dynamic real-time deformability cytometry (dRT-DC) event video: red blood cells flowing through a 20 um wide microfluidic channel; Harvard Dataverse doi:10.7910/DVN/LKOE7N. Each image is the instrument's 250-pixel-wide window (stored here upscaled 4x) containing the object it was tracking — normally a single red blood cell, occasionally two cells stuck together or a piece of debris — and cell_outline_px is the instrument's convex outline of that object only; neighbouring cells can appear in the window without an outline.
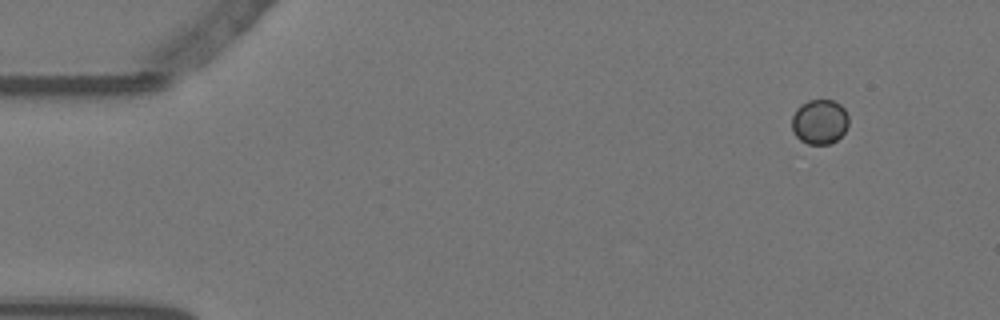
{"species": "Egyptian fruit bat (a non-hibernating species)", "species_latin": "Rousettus aegyptiacus", "temperature_condition": "warm", "stored_images_in_passage": 54, "camera_frame_rate_fps": 3000, "um_per_image_px": 0.085, "animal": {"sex": "female"}, "frame": {"image": 1, "passage_image": 1, "time_ms": 0.0, "image_size_px": [1000, 320], "cell_outline_px": [[848, 124], [844, 132], [836, 140], [828, 144], [808, 144], [800, 140], [792, 132], [792, 116], [796, 108], [800, 104], [808, 100], [832, 100], [840, 104], [844, 108], [848, 116]], "centroid_in_image_um": [69.64, 10.34], "position_along_channel_um": 15.4, "area_um2": 14.91}}
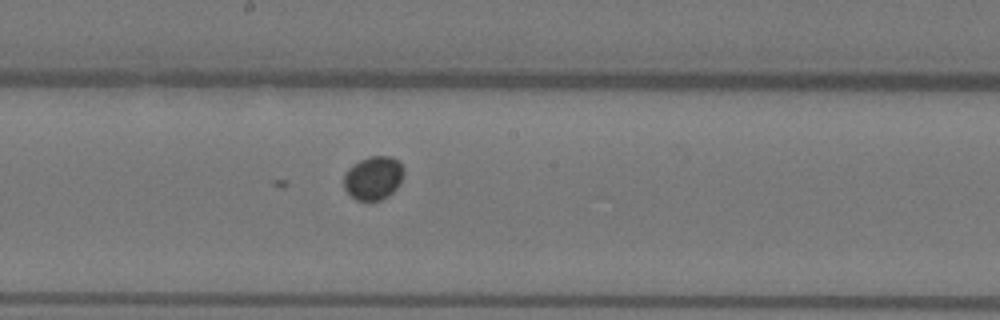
{"frame": {"image": 2, "passage_image": 27, "time_ms": 8.667, "image_size_px": [1000, 320], "cell_outline_px": [[404, 172], [400, 184], [388, 196], [380, 200], [356, 200], [344, 188], [344, 172], [352, 164], [368, 156], [392, 156], [404, 168]], "centroid_in_image_um": [31.73, 15.11], "position_along_channel_um": 216.5, "area_um2": 15.26}}
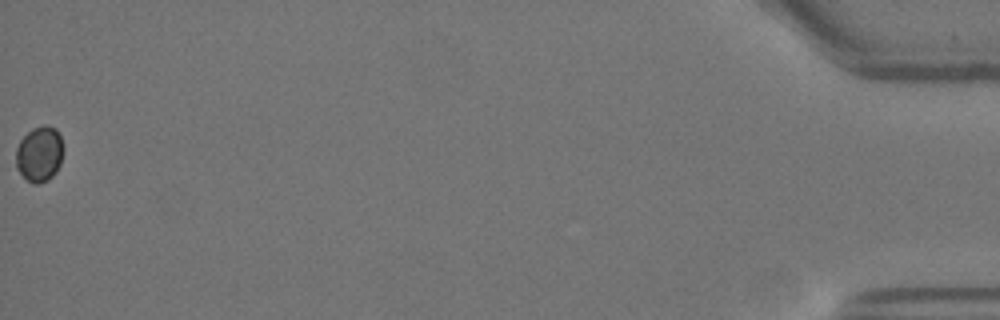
{"frame": {"image": 3, "passage_image": 54, "time_ms": 17.667, "image_size_px": [1000, 320], "cell_outline_px": [[64, 148], [60, 164], [56, 172], [48, 180], [36, 184], [28, 180], [16, 168], [16, 148], [20, 140], [32, 128], [44, 124], [48, 124], [56, 128], [60, 136]], "centroid_in_image_um": [3.37, 13.05], "position_along_channel_um": 431.8, "area_um2": 15.43}}